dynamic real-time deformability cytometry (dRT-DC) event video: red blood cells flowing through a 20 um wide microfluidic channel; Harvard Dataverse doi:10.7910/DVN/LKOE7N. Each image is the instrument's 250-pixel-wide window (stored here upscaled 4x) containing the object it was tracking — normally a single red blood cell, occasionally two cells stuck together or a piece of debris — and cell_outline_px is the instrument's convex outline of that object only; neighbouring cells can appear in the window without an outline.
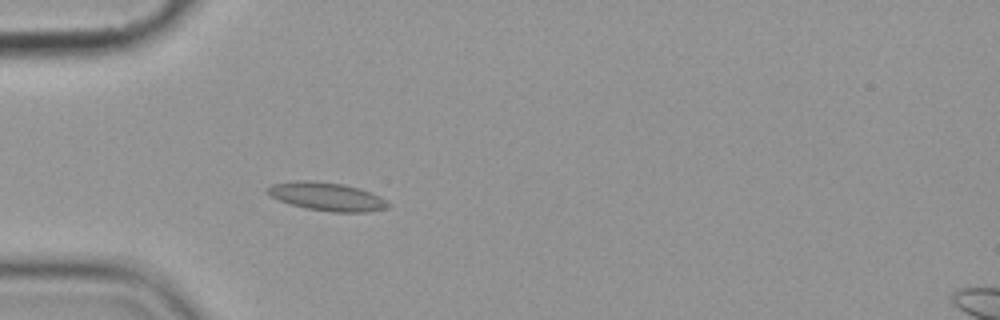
{"species": "common noctule bat (a hibernating species)", "species_latin": "Nyctalus noctula", "temperature_condition": "cold", "stored_images_in_passage": 4, "camera_frame_rate_fps": 3000, "um_per_image_px": 0.085, "animal": {"sex": "female", "body_mass_g": 19.9}, "frame": {"image": 1, "passage_image": 4, "time_ms": 3.333, "image_size_px": [1000, 320], "cell_outline_px": [[392, 204], [388, 208], [364, 212], [332, 212], [304, 208], [268, 196], [264, 192], [264, 188], [272, 184], [292, 180], [312, 180], [344, 184], [360, 188], [380, 196], [388, 200]], "centroid_in_image_um": [27.76, 16.69], "position_along_channel_um": 57.2, "area_um2": 20.35}}